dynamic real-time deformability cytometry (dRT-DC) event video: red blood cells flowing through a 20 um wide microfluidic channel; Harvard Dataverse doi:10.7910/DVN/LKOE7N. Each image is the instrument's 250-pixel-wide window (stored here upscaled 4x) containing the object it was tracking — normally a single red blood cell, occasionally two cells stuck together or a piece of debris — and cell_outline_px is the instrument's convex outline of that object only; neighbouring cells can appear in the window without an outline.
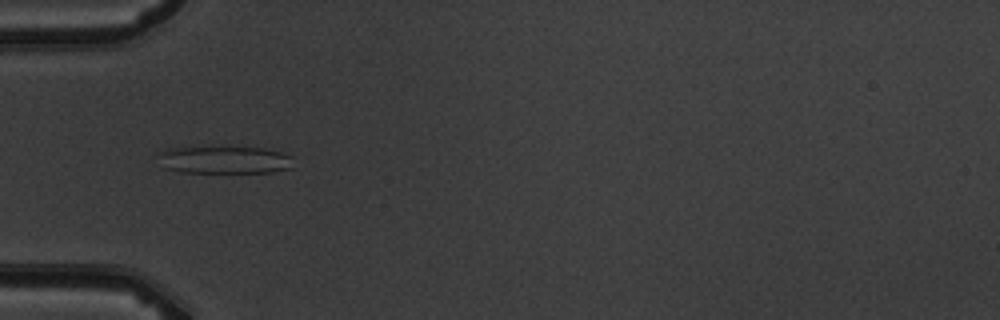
{"species": "common noctule bat (a hibernating species)", "species_latin": "Nyctalus noctula", "temperature_condition": "warm", "stored_images_in_passage": 11, "camera_frame_rate_fps": 3000, "um_per_image_px": 0.085, "animal": {"sex": "male", "body_mass_g": 19.5, "forearm_length_mm": 54.6}, "frame": {"image": 1, "passage_image": 5, "time_ms": 4.667, "image_size_px": [1000, 320], "cell_outline_px": [[292, 168], [272, 172], [180, 172], [164, 168], [156, 152], [168, 148], [184, 144], [224, 144], [264, 148], [280, 152], [292, 156]], "centroid_in_image_um": [18.97, 13.5], "position_along_channel_um": 66.0, "area_um2": 23.41}}
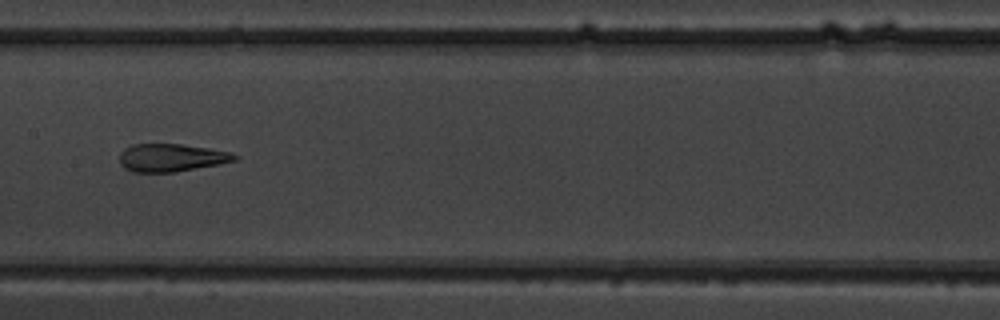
{"frame": {"image": 2, "passage_image": 8, "time_ms": 8.0, "image_size_px": [1000, 320], "cell_outline_px": [[240, 156], [236, 160], [220, 164], [176, 172], [132, 172], [124, 168], [120, 164], [120, 152], [124, 148], [132, 144], [184, 144], [232, 152]], "centroid_in_image_um": [14.57, 13.4], "position_along_channel_um": 192.8, "area_um2": 18.9}}
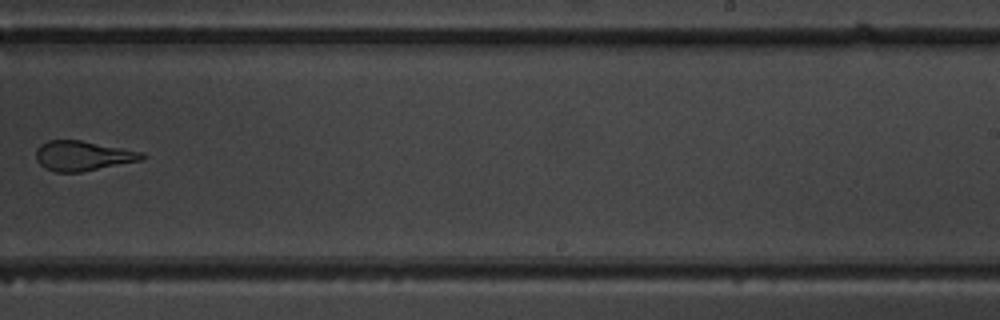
{"frame": {"image": 3, "passage_image": 10, "time_ms": 10.333, "image_size_px": [1000, 320], "cell_outline_px": [[148, 156], [140, 160], [80, 172], [56, 172], [44, 168], [36, 160], [36, 148], [40, 144], [48, 140], [80, 140], [144, 152]], "centroid_in_image_um": [7.01, 13.23], "position_along_channel_um": 282.0, "area_um2": 18.38}}